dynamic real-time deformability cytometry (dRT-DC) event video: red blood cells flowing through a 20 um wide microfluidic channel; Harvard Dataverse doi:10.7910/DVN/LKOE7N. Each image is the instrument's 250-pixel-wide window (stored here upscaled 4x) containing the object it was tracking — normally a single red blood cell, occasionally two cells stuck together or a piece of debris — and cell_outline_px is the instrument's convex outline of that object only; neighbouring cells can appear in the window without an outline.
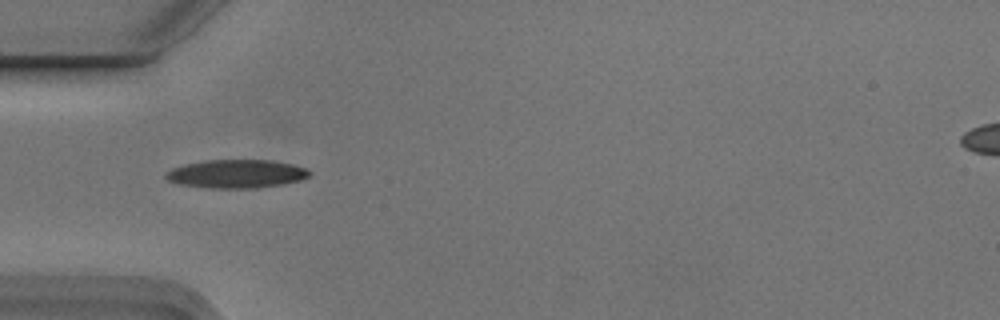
{"species": "Egyptian fruit bat (a non-hibernating species)", "species_latin": "Rousettus aegyptiacus", "temperature_condition": "cold", "stored_images_in_passage": 3, "camera_frame_rate_fps": 3000, "um_per_image_px": 0.085, "animal": {"sex": "male"}, "frame": {"image": 1, "passage_image": 1, "time_ms": 0.0, "image_size_px": [1000, 320], "cell_outline_px": [[312, 176], [300, 180], [284, 184], [260, 188], [208, 188], [180, 184], [168, 180], [164, 176], [164, 172], [172, 168], [184, 164], [204, 160], [272, 160], [292, 164], [304, 168], [312, 172]], "centroid_in_image_um": [20.1, 14.78], "position_along_channel_um": 64.9, "area_um2": 24.04}}
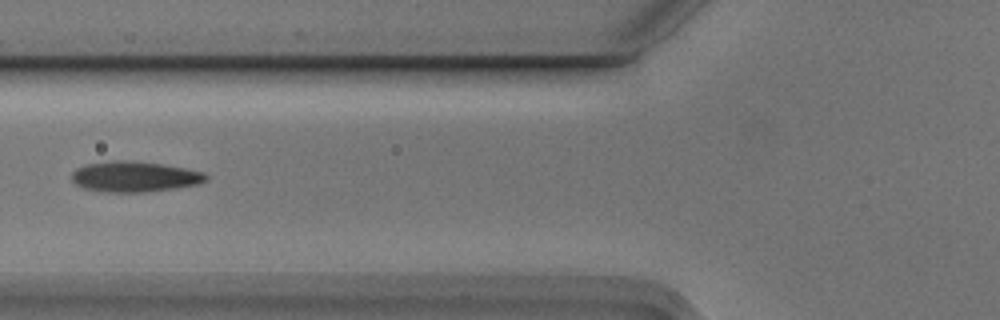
{"frame": {"image": 2, "passage_image": 2, "time_ms": 0.333, "image_size_px": [1000, 320], "cell_outline_px": [[208, 180], [200, 184], [148, 192], [104, 192], [84, 188], [76, 184], [72, 180], [72, 172], [76, 168], [88, 164], [116, 160], [160, 164], [184, 168], [204, 172], [208, 176]], "centroid_in_image_um": [11.46, 15.03], "position_along_channel_um": 114.3, "area_um2": 23.7}}
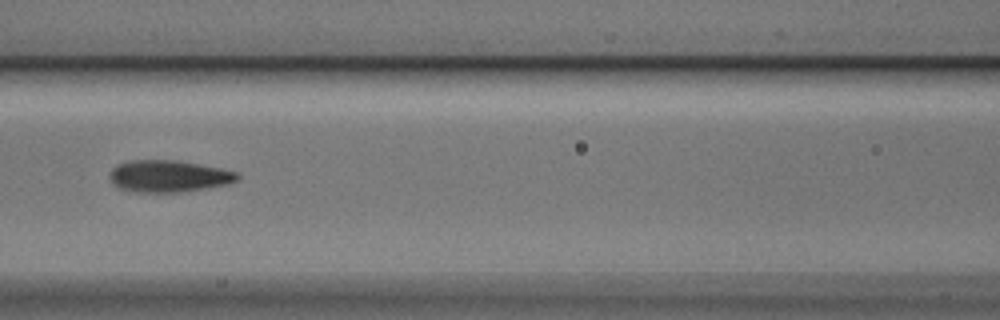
{"frame": {"image": 3, "passage_image": 3, "time_ms": 0.667, "image_size_px": [1000, 320], "cell_outline_px": [[240, 180], [228, 184], [208, 188], [184, 192], [136, 192], [120, 188], [112, 184], [108, 176], [112, 168], [120, 164], [132, 160], [172, 160], [220, 168], [236, 172], [240, 176]], "centroid_in_image_um": [14.34, 14.99], "position_along_channel_um": 152.3, "area_um2": 23.7}}